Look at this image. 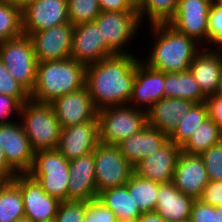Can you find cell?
<instances>
[{
	"mask_svg": "<svg viewBox=\"0 0 222 222\" xmlns=\"http://www.w3.org/2000/svg\"><path fill=\"white\" fill-rule=\"evenodd\" d=\"M100 143L99 118L61 128L57 150L68 160L94 151Z\"/></svg>",
	"mask_w": 222,
	"mask_h": 222,
	"instance_id": "obj_15",
	"label": "cell"
},
{
	"mask_svg": "<svg viewBox=\"0 0 222 222\" xmlns=\"http://www.w3.org/2000/svg\"><path fill=\"white\" fill-rule=\"evenodd\" d=\"M69 176L67 200L88 202L97 198L93 152L71 160Z\"/></svg>",
	"mask_w": 222,
	"mask_h": 222,
	"instance_id": "obj_20",
	"label": "cell"
},
{
	"mask_svg": "<svg viewBox=\"0 0 222 222\" xmlns=\"http://www.w3.org/2000/svg\"><path fill=\"white\" fill-rule=\"evenodd\" d=\"M83 222H118L114 212L105 207L100 200L86 202V214Z\"/></svg>",
	"mask_w": 222,
	"mask_h": 222,
	"instance_id": "obj_39",
	"label": "cell"
},
{
	"mask_svg": "<svg viewBox=\"0 0 222 222\" xmlns=\"http://www.w3.org/2000/svg\"><path fill=\"white\" fill-rule=\"evenodd\" d=\"M0 148L8 165L17 174H27L32 167L34 151L21 123L0 124Z\"/></svg>",
	"mask_w": 222,
	"mask_h": 222,
	"instance_id": "obj_11",
	"label": "cell"
},
{
	"mask_svg": "<svg viewBox=\"0 0 222 222\" xmlns=\"http://www.w3.org/2000/svg\"><path fill=\"white\" fill-rule=\"evenodd\" d=\"M221 141L222 133L218 126L212 119L207 118L181 147V152L188 155H200Z\"/></svg>",
	"mask_w": 222,
	"mask_h": 222,
	"instance_id": "obj_29",
	"label": "cell"
},
{
	"mask_svg": "<svg viewBox=\"0 0 222 222\" xmlns=\"http://www.w3.org/2000/svg\"><path fill=\"white\" fill-rule=\"evenodd\" d=\"M209 181L204 162L199 155H188L183 152L179 154L173 183L184 195L199 199Z\"/></svg>",
	"mask_w": 222,
	"mask_h": 222,
	"instance_id": "obj_19",
	"label": "cell"
},
{
	"mask_svg": "<svg viewBox=\"0 0 222 222\" xmlns=\"http://www.w3.org/2000/svg\"><path fill=\"white\" fill-rule=\"evenodd\" d=\"M205 104L208 110V118L213 120L222 133V97L217 95L208 96L205 99Z\"/></svg>",
	"mask_w": 222,
	"mask_h": 222,
	"instance_id": "obj_43",
	"label": "cell"
},
{
	"mask_svg": "<svg viewBox=\"0 0 222 222\" xmlns=\"http://www.w3.org/2000/svg\"><path fill=\"white\" fill-rule=\"evenodd\" d=\"M210 181H222V141L199 155Z\"/></svg>",
	"mask_w": 222,
	"mask_h": 222,
	"instance_id": "obj_38",
	"label": "cell"
},
{
	"mask_svg": "<svg viewBox=\"0 0 222 222\" xmlns=\"http://www.w3.org/2000/svg\"><path fill=\"white\" fill-rule=\"evenodd\" d=\"M222 49V8L212 3L208 14L207 48Z\"/></svg>",
	"mask_w": 222,
	"mask_h": 222,
	"instance_id": "obj_37",
	"label": "cell"
},
{
	"mask_svg": "<svg viewBox=\"0 0 222 222\" xmlns=\"http://www.w3.org/2000/svg\"><path fill=\"white\" fill-rule=\"evenodd\" d=\"M181 147L168 140L154 154L142 159L135 167L134 173L159 184L173 182L174 170Z\"/></svg>",
	"mask_w": 222,
	"mask_h": 222,
	"instance_id": "obj_18",
	"label": "cell"
},
{
	"mask_svg": "<svg viewBox=\"0 0 222 222\" xmlns=\"http://www.w3.org/2000/svg\"><path fill=\"white\" fill-rule=\"evenodd\" d=\"M86 201H61L53 222H83Z\"/></svg>",
	"mask_w": 222,
	"mask_h": 222,
	"instance_id": "obj_36",
	"label": "cell"
},
{
	"mask_svg": "<svg viewBox=\"0 0 222 222\" xmlns=\"http://www.w3.org/2000/svg\"><path fill=\"white\" fill-rule=\"evenodd\" d=\"M165 98H180L194 103L205 102L201 91L190 71L165 73Z\"/></svg>",
	"mask_w": 222,
	"mask_h": 222,
	"instance_id": "obj_27",
	"label": "cell"
},
{
	"mask_svg": "<svg viewBox=\"0 0 222 222\" xmlns=\"http://www.w3.org/2000/svg\"><path fill=\"white\" fill-rule=\"evenodd\" d=\"M94 22L100 28L101 46L110 55L130 54V42L143 26L138 12H101Z\"/></svg>",
	"mask_w": 222,
	"mask_h": 222,
	"instance_id": "obj_6",
	"label": "cell"
},
{
	"mask_svg": "<svg viewBox=\"0 0 222 222\" xmlns=\"http://www.w3.org/2000/svg\"><path fill=\"white\" fill-rule=\"evenodd\" d=\"M165 73L150 68L140 59L135 67V79L128 105L147 112L157 101L165 98Z\"/></svg>",
	"mask_w": 222,
	"mask_h": 222,
	"instance_id": "obj_16",
	"label": "cell"
},
{
	"mask_svg": "<svg viewBox=\"0 0 222 222\" xmlns=\"http://www.w3.org/2000/svg\"><path fill=\"white\" fill-rule=\"evenodd\" d=\"M195 199L184 195L173 182L159 184L155 212L167 222L190 220Z\"/></svg>",
	"mask_w": 222,
	"mask_h": 222,
	"instance_id": "obj_25",
	"label": "cell"
},
{
	"mask_svg": "<svg viewBox=\"0 0 222 222\" xmlns=\"http://www.w3.org/2000/svg\"><path fill=\"white\" fill-rule=\"evenodd\" d=\"M70 161L57 149L34 153L32 167L27 173L41 188L60 202L67 201Z\"/></svg>",
	"mask_w": 222,
	"mask_h": 222,
	"instance_id": "obj_5",
	"label": "cell"
},
{
	"mask_svg": "<svg viewBox=\"0 0 222 222\" xmlns=\"http://www.w3.org/2000/svg\"><path fill=\"white\" fill-rule=\"evenodd\" d=\"M140 59L135 53L117 54L86 66L85 86L97 110L128 105Z\"/></svg>",
	"mask_w": 222,
	"mask_h": 222,
	"instance_id": "obj_1",
	"label": "cell"
},
{
	"mask_svg": "<svg viewBox=\"0 0 222 222\" xmlns=\"http://www.w3.org/2000/svg\"><path fill=\"white\" fill-rule=\"evenodd\" d=\"M15 222H33V221L30 218L24 216L17 219Z\"/></svg>",
	"mask_w": 222,
	"mask_h": 222,
	"instance_id": "obj_51",
	"label": "cell"
},
{
	"mask_svg": "<svg viewBox=\"0 0 222 222\" xmlns=\"http://www.w3.org/2000/svg\"><path fill=\"white\" fill-rule=\"evenodd\" d=\"M130 7L139 12L145 5L147 0H127Z\"/></svg>",
	"mask_w": 222,
	"mask_h": 222,
	"instance_id": "obj_48",
	"label": "cell"
},
{
	"mask_svg": "<svg viewBox=\"0 0 222 222\" xmlns=\"http://www.w3.org/2000/svg\"><path fill=\"white\" fill-rule=\"evenodd\" d=\"M177 6L178 0H147L146 5L138 12L141 24L147 20L148 25L169 23Z\"/></svg>",
	"mask_w": 222,
	"mask_h": 222,
	"instance_id": "obj_32",
	"label": "cell"
},
{
	"mask_svg": "<svg viewBox=\"0 0 222 222\" xmlns=\"http://www.w3.org/2000/svg\"><path fill=\"white\" fill-rule=\"evenodd\" d=\"M51 105L61 128L85 123L98 116L86 86L55 99Z\"/></svg>",
	"mask_w": 222,
	"mask_h": 222,
	"instance_id": "obj_17",
	"label": "cell"
},
{
	"mask_svg": "<svg viewBox=\"0 0 222 222\" xmlns=\"http://www.w3.org/2000/svg\"><path fill=\"white\" fill-rule=\"evenodd\" d=\"M21 105L22 103L17 98L0 94V124L15 122L14 119L19 118ZM10 118L14 121H11Z\"/></svg>",
	"mask_w": 222,
	"mask_h": 222,
	"instance_id": "obj_40",
	"label": "cell"
},
{
	"mask_svg": "<svg viewBox=\"0 0 222 222\" xmlns=\"http://www.w3.org/2000/svg\"><path fill=\"white\" fill-rule=\"evenodd\" d=\"M150 53L142 61L150 68L164 73L189 71L195 55L203 48L193 38L177 31L169 23L150 25ZM154 37V38H153ZM144 59V60H143Z\"/></svg>",
	"mask_w": 222,
	"mask_h": 222,
	"instance_id": "obj_2",
	"label": "cell"
},
{
	"mask_svg": "<svg viewBox=\"0 0 222 222\" xmlns=\"http://www.w3.org/2000/svg\"><path fill=\"white\" fill-rule=\"evenodd\" d=\"M93 153L98 194L110 188L124 186L134 173V167L121 154L118 145L99 143Z\"/></svg>",
	"mask_w": 222,
	"mask_h": 222,
	"instance_id": "obj_9",
	"label": "cell"
},
{
	"mask_svg": "<svg viewBox=\"0 0 222 222\" xmlns=\"http://www.w3.org/2000/svg\"><path fill=\"white\" fill-rule=\"evenodd\" d=\"M212 3L213 0H178L169 24L207 48L208 14Z\"/></svg>",
	"mask_w": 222,
	"mask_h": 222,
	"instance_id": "obj_10",
	"label": "cell"
},
{
	"mask_svg": "<svg viewBox=\"0 0 222 222\" xmlns=\"http://www.w3.org/2000/svg\"><path fill=\"white\" fill-rule=\"evenodd\" d=\"M73 30L69 22L33 32L30 38L37 63L71 58Z\"/></svg>",
	"mask_w": 222,
	"mask_h": 222,
	"instance_id": "obj_12",
	"label": "cell"
},
{
	"mask_svg": "<svg viewBox=\"0 0 222 222\" xmlns=\"http://www.w3.org/2000/svg\"><path fill=\"white\" fill-rule=\"evenodd\" d=\"M222 70V49L203 47L192 60L189 71L208 97L215 95Z\"/></svg>",
	"mask_w": 222,
	"mask_h": 222,
	"instance_id": "obj_22",
	"label": "cell"
},
{
	"mask_svg": "<svg viewBox=\"0 0 222 222\" xmlns=\"http://www.w3.org/2000/svg\"><path fill=\"white\" fill-rule=\"evenodd\" d=\"M101 12H137L127 0H98Z\"/></svg>",
	"mask_w": 222,
	"mask_h": 222,
	"instance_id": "obj_44",
	"label": "cell"
},
{
	"mask_svg": "<svg viewBox=\"0 0 222 222\" xmlns=\"http://www.w3.org/2000/svg\"><path fill=\"white\" fill-rule=\"evenodd\" d=\"M0 94L17 98L22 104L29 100L30 92L9 73L0 60Z\"/></svg>",
	"mask_w": 222,
	"mask_h": 222,
	"instance_id": "obj_35",
	"label": "cell"
},
{
	"mask_svg": "<svg viewBox=\"0 0 222 222\" xmlns=\"http://www.w3.org/2000/svg\"><path fill=\"white\" fill-rule=\"evenodd\" d=\"M199 200L202 203L221 206L222 205V181H209L204 187Z\"/></svg>",
	"mask_w": 222,
	"mask_h": 222,
	"instance_id": "obj_42",
	"label": "cell"
},
{
	"mask_svg": "<svg viewBox=\"0 0 222 222\" xmlns=\"http://www.w3.org/2000/svg\"><path fill=\"white\" fill-rule=\"evenodd\" d=\"M215 95L222 97V70H221V74H220L218 89H217Z\"/></svg>",
	"mask_w": 222,
	"mask_h": 222,
	"instance_id": "obj_49",
	"label": "cell"
},
{
	"mask_svg": "<svg viewBox=\"0 0 222 222\" xmlns=\"http://www.w3.org/2000/svg\"><path fill=\"white\" fill-rule=\"evenodd\" d=\"M194 104L180 98H163L147 111V125L169 137Z\"/></svg>",
	"mask_w": 222,
	"mask_h": 222,
	"instance_id": "obj_23",
	"label": "cell"
},
{
	"mask_svg": "<svg viewBox=\"0 0 222 222\" xmlns=\"http://www.w3.org/2000/svg\"><path fill=\"white\" fill-rule=\"evenodd\" d=\"M22 34L21 10L6 0H0V43Z\"/></svg>",
	"mask_w": 222,
	"mask_h": 222,
	"instance_id": "obj_33",
	"label": "cell"
},
{
	"mask_svg": "<svg viewBox=\"0 0 222 222\" xmlns=\"http://www.w3.org/2000/svg\"><path fill=\"white\" fill-rule=\"evenodd\" d=\"M190 222H217V206L202 203L199 199L192 205Z\"/></svg>",
	"mask_w": 222,
	"mask_h": 222,
	"instance_id": "obj_41",
	"label": "cell"
},
{
	"mask_svg": "<svg viewBox=\"0 0 222 222\" xmlns=\"http://www.w3.org/2000/svg\"><path fill=\"white\" fill-rule=\"evenodd\" d=\"M0 60L12 77L31 93L36 83L37 59L30 36L22 34L0 43Z\"/></svg>",
	"mask_w": 222,
	"mask_h": 222,
	"instance_id": "obj_8",
	"label": "cell"
},
{
	"mask_svg": "<svg viewBox=\"0 0 222 222\" xmlns=\"http://www.w3.org/2000/svg\"><path fill=\"white\" fill-rule=\"evenodd\" d=\"M24 216L20 188L13 180H7L0 188V222H15Z\"/></svg>",
	"mask_w": 222,
	"mask_h": 222,
	"instance_id": "obj_30",
	"label": "cell"
},
{
	"mask_svg": "<svg viewBox=\"0 0 222 222\" xmlns=\"http://www.w3.org/2000/svg\"><path fill=\"white\" fill-rule=\"evenodd\" d=\"M97 199L114 212L118 222H135L142 215L126 185L104 190Z\"/></svg>",
	"mask_w": 222,
	"mask_h": 222,
	"instance_id": "obj_26",
	"label": "cell"
},
{
	"mask_svg": "<svg viewBox=\"0 0 222 222\" xmlns=\"http://www.w3.org/2000/svg\"><path fill=\"white\" fill-rule=\"evenodd\" d=\"M69 22L73 25L94 22L101 13L98 0H67Z\"/></svg>",
	"mask_w": 222,
	"mask_h": 222,
	"instance_id": "obj_34",
	"label": "cell"
},
{
	"mask_svg": "<svg viewBox=\"0 0 222 222\" xmlns=\"http://www.w3.org/2000/svg\"><path fill=\"white\" fill-rule=\"evenodd\" d=\"M100 143L118 145L147 125V112L130 105L98 110Z\"/></svg>",
	"mask_w": 222,
	"mask_h": 222,
	"instance_id": "obj_7",
	"label": "cell"
},
{
	"mask_svg": "<svg viewBox=\"0 0 222 222\" xmlns=\"http://www.w3.org/2000/svg\"><path fill=\"white\" fill-rule=\"evenodd\" d=\"M169 137L159 129L146 125L140 132L118 144L121 154L135 167L142 159L154 154Z\"/></svg>",
	"mask_w": 222,
	"mask_h": 222,
	"instance_id": "obj_24",
	"label": "cell"
},
{
	"mask_svg": "<svg viewBox=\"0 0 222 222\" xmlns=\"http://www.w3.org/2000/svg\"><path fill=\"white\" fill-rule=\"evenodd\" d=\"M12 180L20 188L25 217L33 222L54 220L60 204L57 198L48 195L28 174H17Z\"/></svg>",
	"mask_w": 222,
	"mask_h": 222,
	"instance_id": "obj_13",
	"label": "cell"
},
{
	"mask_svg": "<svg viewBox=\"0 0 222 222\" xmlns=\"http://www.w3.org/2000/svg\"><path fill=\"white\" fill-rule=\"evenodd\" d=\"M7 180L0 178V188L2 187V185L6 182Z\"/></svg>",
	"mask_w": 222,
	"mask_h": 222,
	"instance_id": "obj_53",
	"label": "cell"
},
{
	"mask_svg": "<svg viewBox=\"0 0 222 222\" xmlns=\"http://www.w3.org/2000/svg\"><path fill=\"white\" fill-rule=\"evenodd\" d=\"M17 173L8 165L4 152L0 148V178L12 180Z\"/></svg>",
	"mask_w": 222,
	"mask_h": 222,
	"instance_id": "obj_45",
	"label": "cell"
},
{
	"mask_svg": "<svg viewBox=\"0 0 222 222\" xmlns=\"http://www.w3.org/2000/svg\"><path fill=\"white\" fill-rule=\"evenodd\" d=\"M14 7L19 8L21 11L35 0H6Z\"/></svg>",
	"mask_w": 222,
	"mask_h": 222,
	"instance_id": "obj_47",
	"label": "cell"
},
{
	"mask_svg": "<svg viewBox=\"0 0 222 222\" xmlns=\"http://www.w3.org/2000/svg\"><path fill=\"white\" fill-rule=\"evenodd\" d=\"M125 185L142 213L155 212L159 183L133 173Z\"/></svg>",
	"mask_w": 222,
	"mask_h": 222,
	"instance_id": "obj_28",
	"label": "cell"
},
{
	"mask_svg": "<svg viewBox=\"0 0 222 222\" xmlns=\"http://www.w3.org/2000/svg\"><path fill=\"white\" fill-rule=\"evenodd\" d=\"M217 222H222V205L217 206Z\"/></svg>",
	"mask_w": 222,
	"mask_h": 222,
	"instance_id": "obj_50",
	"label": "cell"
},
{
	"mask_svg": "<svg viewBox=\"0 0 222 222\" xmlns=\"http://www.w3.org/2000/svg\"><path fill=\"white\" fill-rule=\"evenodd\" d=\"M22 31L25 35L69 23L67 0H35L22 11Z\"/></svg>",
	"mask_w": 222,
	"mask_h": 222,
	"instance_id": "obj_14",
	"label": "cell"
},
{
	"mask_svg": "<svg viewBox=\"0 0 222 222\" xmlns=\"http://www.w3.org/2000/svg\"><path fill=\"white\" fill-rule=\"evenodd\" d=\"M86 65L74 59L37 63L32 100L52 103L55 99L85 87Z\"/></svg>",
	"mask_w": 222,
	"mask_h": 222,
	"instance_id": "obj_3",
	"label": "cell"
},
{
	"mask_svg": "<svg viewBox=\"0 0 222 222\" xmlns=\"http://www.w3.org/2000/svg\"><path fill=\"white\" fill-rule=\"evenodd\" d=\"M136 222H167L158 213H142Z\"/></svg>",
	"mask_w": 222,
	"mask_h": 222,
	"instance_id": "obj_46",
	"label": "cell"
},
{
	"mask_svg": "<svg viewBox=\"0 0 222 222\" xmlns=\"http://www.w3.org/2000/svg\"><path fill=\"white\" fill-rule=\"evenodd\" d=\"M19 117L34 152L57 149L61 127L51 103L30 98L21 105Z\"/></svg>",
	"mask_w": 222,
	"mask_h": 222,
	"instance_id": "obj_4",
	"label": "cell"
},
{
	"mask_svg": "<svg viewBox=\"0 0 222 222\" xmlns=\"http://www.w3.org/2000/svg\"><path fill=\"white\" fill-rule=\"evenodd\" d=\"M213 3H214L216 6L222 8V0H213Z\"/></svg>",
	"mask_w": 222,
	"mask_h": 222,
	"instance_id": "obj_52",
	"label": "cell"
},
{
	"mask_svg": "<svg viewBox=\"0 0 222 222\" xmlns=\"http://www.w3.org/2000/svg\"><path fill=\"white\" fill-rule=\"evenodd\" d=\"M100 40V28L95 22L74 26L71 59L87 66L111 56L101 46Z\"/></svg>",
	"mask_w": 222,
	"mask_h": 222,
	"instance_id": "obj_21",
	"label": "cell"
},
{
	"mask_svg": "<svg viewBox=\"0 0 222 222\" xmlns=\"http://www.w3.org/2000/svg\"><path fill=\"white\" fill-rule=\"evenodd\" d=\"M208 118V110L205 102L195 103L189 113L182 119L169 140L182 147L193 135L194 131Z\"/></svg>",
	"mask_w": 222,
	"mask_h": 222,
	"instance_id": "obj_31",
	"label": "cell"
}]
</instances>
